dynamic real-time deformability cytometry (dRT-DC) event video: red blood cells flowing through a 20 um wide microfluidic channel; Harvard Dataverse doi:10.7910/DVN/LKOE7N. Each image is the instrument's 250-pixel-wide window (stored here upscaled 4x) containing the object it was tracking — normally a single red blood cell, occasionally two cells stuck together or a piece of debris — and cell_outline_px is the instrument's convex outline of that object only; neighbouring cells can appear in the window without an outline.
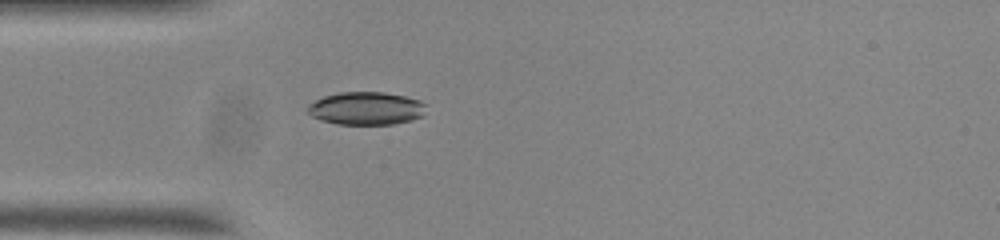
{"species": "common noctule bat (a hibernating species)", "species_latin": "Nyctalus noctula", "temperature_condition": "room temperature", "stored_images_in_passage": 40, "camera_frame_rate_fps": 3000, "um_per_image_px": 0.085, "animal": {"sex": "male", "body_mass_g": 20.0, "forearm_length_mm": 53.3}, "frame": {"image": 1, "passage_image": 1, "time_ms": 0.0, "image_size_px": [1000, 240], "cell_outline_px": [[428, 104], [424, 116], [412, 120], [392, 124], [336, 124], [320, 120], [312, 116], [304, 108], [308, 104], [324, 96], [340, 92], [384, 92], [404, 96], [420, 100]], "centroid_in_image_um": [31.14, 9.21], "position_along_channel_um": 53.9, "area_um2": 23.06}}
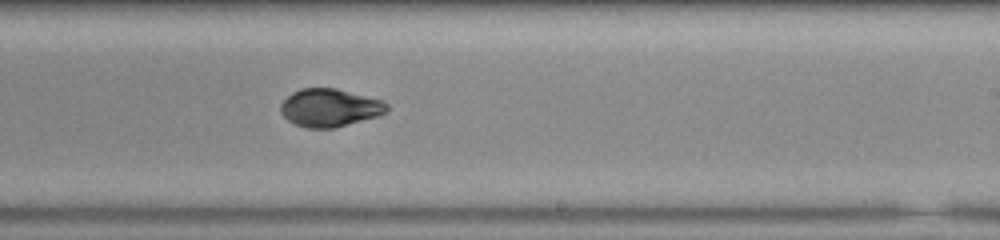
{"frame": {"image": 2, "passage_image": 18, "time_ms": 5.667, "image_size_px": [1000, 240], "cell_outline_px": [[388, 108], [384, 112], [376, 116], [336, 128], [308, 128], [296, 124], [288, 120], [280, 112], [280, 104], [292, 92], [300, 88], [336, 88], [384, 100], [388, 104]], "centroid_in_image_um": [28.02, 9.15], "position_along_channel_um": 261.0, "area_um2": 23.47}}
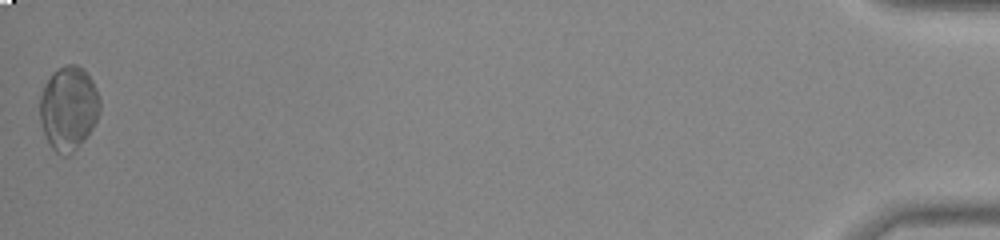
{"frame": {"image": 3, "passage_image": 40, "time_ms": 13.0, "image_size_px": [1000, 240], "cell_outline_px": [[100, 112], [92, 128], [84, 140], [68, 156], [60, 156], [52, 148], [44, 132], [40, 120], [40, 96], [44, 84], [52, 72], [64, 64], [76, 64], [84, 68], [92, 80], [96, 88], [100, 100]], "centroid_in_image_um": [5.83, 9.17], "position_along_channel_um": 429.4, "area_um2": 29.54}, "authors_computed_cell_mechanics": {"area_um2": 23.9003, "velocity_mm_per_s": 3.7196, "shape_relaxation_time_tau1_ms": 3.2848, "shape_relaxation_time_tau2_ms": 1.7204, "deformation_change_tau1": 0.1355, "deformation_change_tau2": 0.0472}}